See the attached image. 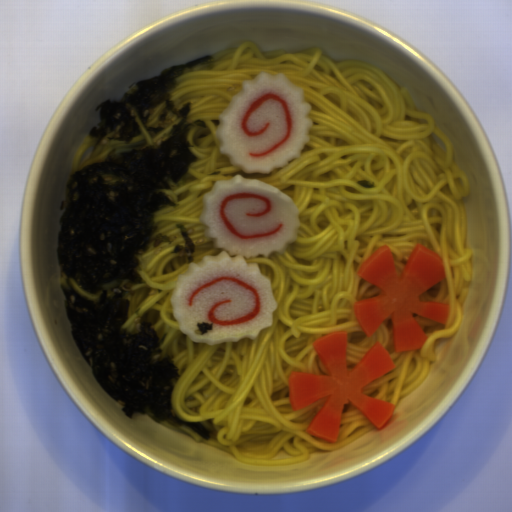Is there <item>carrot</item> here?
Listing matches in <instances>:
<instances>
[{"mask_svg":"<svg viewBox=\"0 0 512 512\" xmlns=\"http://www.w3.org/2000/svg\"><path fill=\"white\" fill-rule=\"evenodd\" d=\"M312 346L328 375L292 371L288 377L291 409L295 412L309 407L327 396L326 402L312 419L306 432L314 437L336 443L342 413L353 405L378 431L391 420L394 404L365 394L364 386L385 375L397 364L380 341L353 368H348L347 331L332 332L317 338Z\"/></svg>","mask_w":512,"mask_h":512,"instance_id":"b8716197","label":"carrot"},{"mask_svg":"<svg viewBox=\"0 0 512 512\" xmlns=\"http://www.w3.org/2000/svg\"><path fill=\"white\" fill-rule=\"evenodd\" d=\"M357 276L380 291L355 302L358 325L368 338L390 315L396 353L423 349L428 339L413 314L446 326L450 305L419 300L446 278L443 258L435 250L416 244L398 275L392 251L381 245L359 265Z\"/></svg>","mask_w":512,"mask_h":512,"instance_id":"cead05ca","label":"carrot"}]
</instances>
